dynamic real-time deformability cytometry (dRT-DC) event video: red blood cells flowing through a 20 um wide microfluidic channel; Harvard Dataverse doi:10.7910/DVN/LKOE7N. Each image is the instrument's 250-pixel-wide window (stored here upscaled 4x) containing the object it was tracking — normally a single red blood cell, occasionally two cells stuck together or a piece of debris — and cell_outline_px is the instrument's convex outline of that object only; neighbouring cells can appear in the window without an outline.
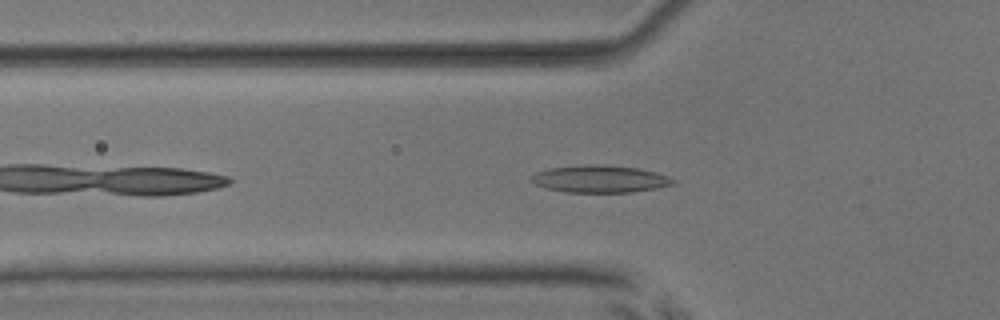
{"species": "common noctule bat (a hibernating species)", "species_latin": "Nyctalus noctula", "temperature_condition": "room temperature", "stored_images_in_passage": 39, "camera_frame_rate_fps": 3000, "um_per_image_px": 0.085, "animal": {"sex": "male", "body_mass_g": 17.9, "forearm_length_mm": 54.2}, "frame": {"image": 1, "passage_image": 5, "time_ms": 1.333, "image_size_px": [1000, 320], "cell_outline_px": [[676, 180], [672, 184], [656, 188], [632, 192], [564, 192], [544, 188], [528, 180], [528, 176], [536, 172], [548, 168], [584, 164], [604, 164], [636, 168], [656, 172], [668, 176]], "centroid_in_image_um": [50.91, 15.2], "position_along_channel_um": 74.9, "area_um2": 22.77}}
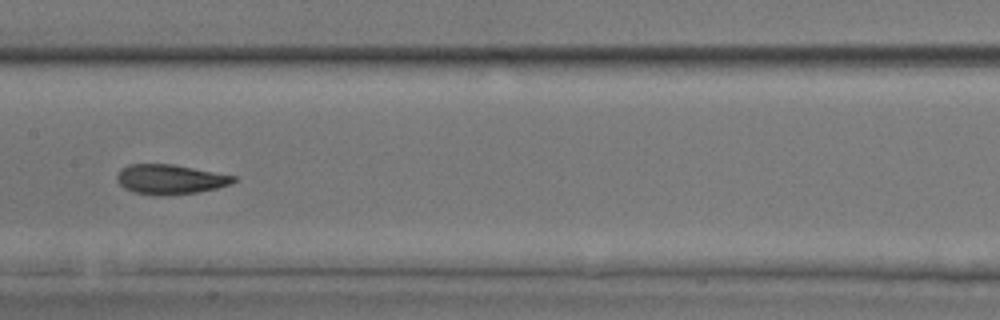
{"frame": {"image": 2, "passage_image": 14, "time_ms": 4.333, "image_size_px": [1000, 320], "cell_outline_px": [[236, 180], [228, 184], [216, 188], [196, 192], [168, 196], [156, 196], [132, 192], [124, 188], [116, 180], [116, 176], [120, 168], [128, 164], [172, 164], [236, 176]], "centroid_in_image_um": [14.39, 15.25], "position_along_channel_um": 193.0, "area_um2": 20.29}}
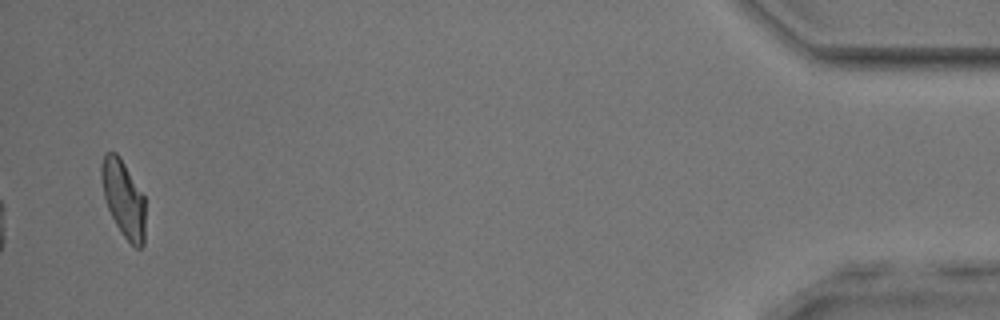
{"frame": {"image": 3, "passage_image": 38, "time_ms": 12.333, "image_size_px": [1000, 320], "cell_outline_px": [[144, 244], [140, 248], [136, 248], [120, 232], [108, 208], [104, 196], [100, 176], [100, 164], [104, 156], [108, 152], [116, 152], [120, 156], [144, 196]], "centroid_in_image_um": [10.48, 16.86], "position_along_channel_um": 424.7, "area_um2": 19.48}, "authors_computed_cell_mechanics": {"area_um2": 20.2878, "velocity_mm_per_s": 3.9381, "shape_relaxation_time_tau1_ms": 6.889, "shape_relaxation_time_tau2_ms": 1.803, "deformation_change_tau1": 0.2047, "deformation_change_tau2": 0.0858}}